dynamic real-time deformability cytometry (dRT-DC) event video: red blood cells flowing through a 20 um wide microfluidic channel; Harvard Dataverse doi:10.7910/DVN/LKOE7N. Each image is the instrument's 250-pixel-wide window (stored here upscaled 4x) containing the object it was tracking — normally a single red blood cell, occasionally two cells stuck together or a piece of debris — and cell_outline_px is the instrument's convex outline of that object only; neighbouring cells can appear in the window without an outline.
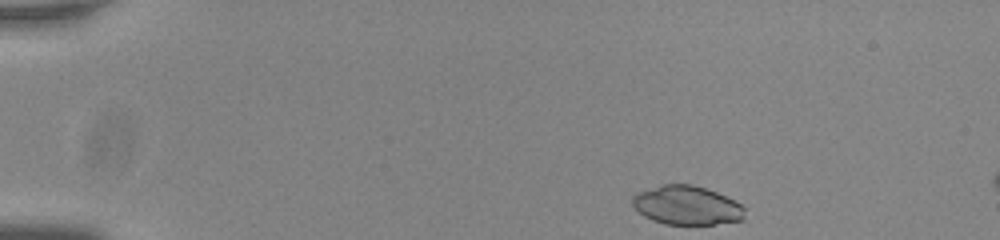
{"species": "common noctule bat (a hibernating species)", "species_latin": "Nyctalus noctula", "temperature_condition": "room temperature", "stored_images_in_passage": 7, "camera_frame_rate_fps": 3000, "um_per_image_px": 0.085, "animal": {"sex": "male", "body_mass_g": 20.0, "forearm_length_mm": 53.3}, "frame": {"image": 1, "passage_image": 1, "time_ms": 0.0, "image_size_px": [1000, 240], "cell_outline_px": [[744, 220], [716, 224], [664, 224], [652, 220], [644, 216], [632, 204], [632, 196], [636, 192], [660, 184], [692, 184], [716, 192], [740, 204], [744, 208]], "centroid_in_image_um": [58.34, 17.45], "position_along_channel_um": 26.7, "area_um2": 25.49}}